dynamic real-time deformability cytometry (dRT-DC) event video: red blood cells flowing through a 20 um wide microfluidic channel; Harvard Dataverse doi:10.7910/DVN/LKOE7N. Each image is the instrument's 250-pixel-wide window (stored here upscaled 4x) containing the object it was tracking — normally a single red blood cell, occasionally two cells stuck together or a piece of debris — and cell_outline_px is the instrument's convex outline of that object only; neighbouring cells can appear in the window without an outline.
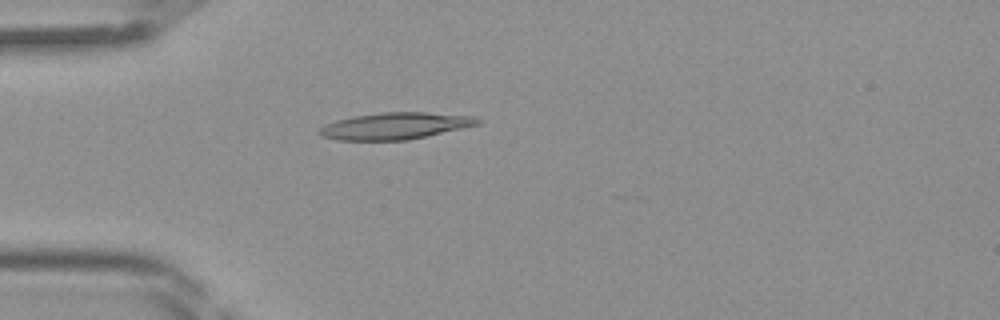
{"species": "Egyptian fruit bat (a non-hibernating species)", "species_latin": "Rousettus aegyptiacus", "temperature_condition": "room temperature", "stored_images_in_passage": 40, "camera_frame_rate_fps": 3000, "um_per_image_px": 0.085, "frame": {"image": 1, "passage_image": 12, "time_ms": 3.667, "image_size_px": [1000, 320], "cell_outline_px": [[480, 124], [408, 140], [340, 140], [320, 136], [316, 132], [324, 124], [336, 120], [352, 116], [384, 112], [424, 112], [476, 116], [480, 120]], "centroid_in_image_um": [33.55, 10.7], "position_along_channel_um": 51.4, "area_um2": 24.68}}
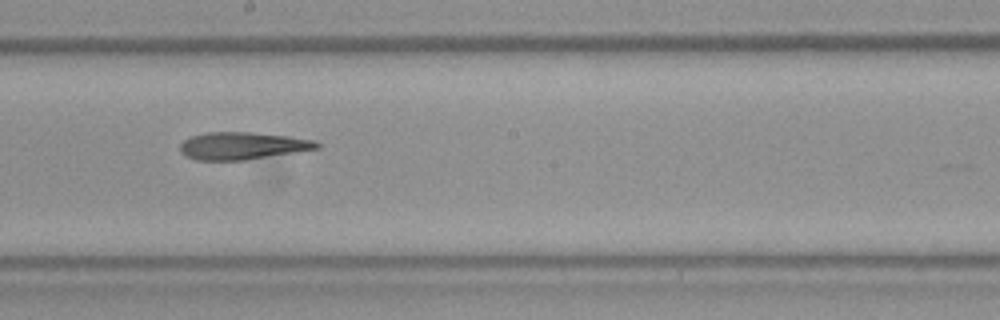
{"frame": {"image": 2, "passage_image": 24, "time_ms": 7.667, "image_size_px": [1000, 320], "cell_outline_px": [[320, 148], [244, 160], [196, 160], [184, 156], [180, 152], [180, 144], [184, 140], [192, 136], [208, 132], [252, 132], [288, 136], [316, 140], [320, 144]], "centroid_in_image_um": [20.59, 12.39], "position_along_channel_um": 227.6, "area_um2": 21.79}}
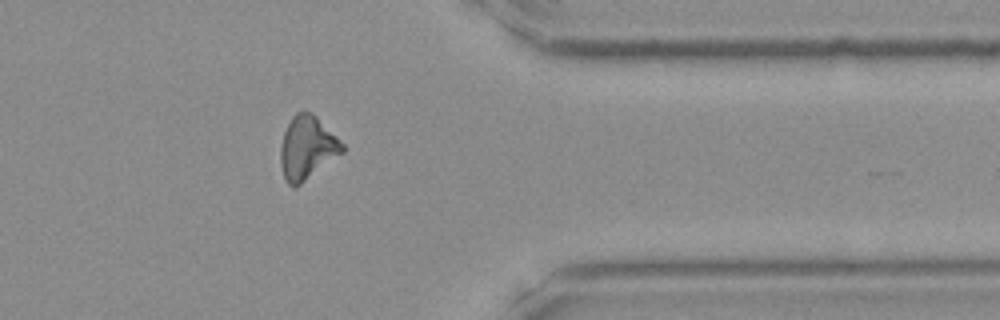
{"frame": {"image": 3, "passage_image": 35, "time_ms": 11.333, "image_size_px": [1000, 320], "cell_outline_px": [[344, 152], [296, 188], [292, 188], [288, 184], [284, 176], [280, 164], [280, 148], [284, 132], [292, 116], [296, 112], [312, 112], [344, 144]], "centroid_in_image_um": [26.1, 12.59], "position_along_channel_um": 385.3, "area_um2": 22.83}}